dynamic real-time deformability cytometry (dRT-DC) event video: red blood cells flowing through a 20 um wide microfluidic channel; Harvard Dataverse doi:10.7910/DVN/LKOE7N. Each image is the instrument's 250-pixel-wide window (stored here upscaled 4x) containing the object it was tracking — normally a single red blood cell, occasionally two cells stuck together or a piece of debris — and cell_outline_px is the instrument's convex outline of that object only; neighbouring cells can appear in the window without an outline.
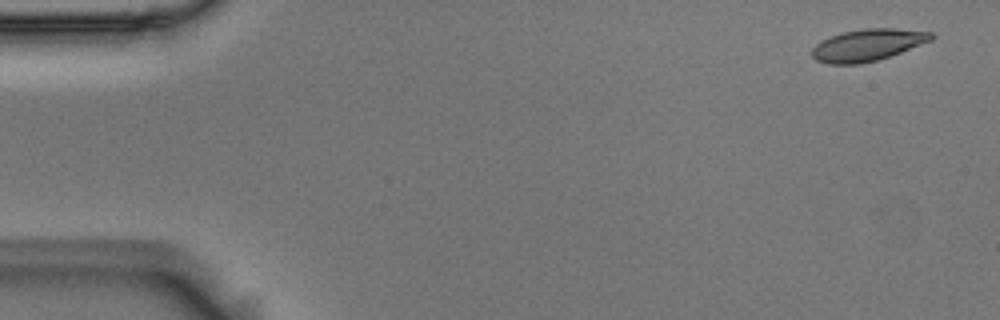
{"species": "Egyptian fruit bat (a non-hibernating species)", "species_latin": "Rousettus aegyptiacus", "temperature_condition": "room temperature", "stored_images_in_passage": 4, "camera_frame_rate_fps": 3000, "um_per_image_px": 0.085, "animal": {"sex": "male"}, "frame": {"image": 1, "passage_image": 1, "time_ms": 0.0, "image_size_px": [1000, 320], "cell_outline_px": [[936, 36], [932, 40], [900, 52], [876, 60], [860, 64], [828, 64], [816, 60], [812, 56], [812, 48], [816, 44], [832, 36], [844, 32], [864, 28], [896, 28], [932, 32]], "centroid_in_image_um": [73.77, 3.82], "position_along_channel_um": 11.2, "area_um2": 21.96}}
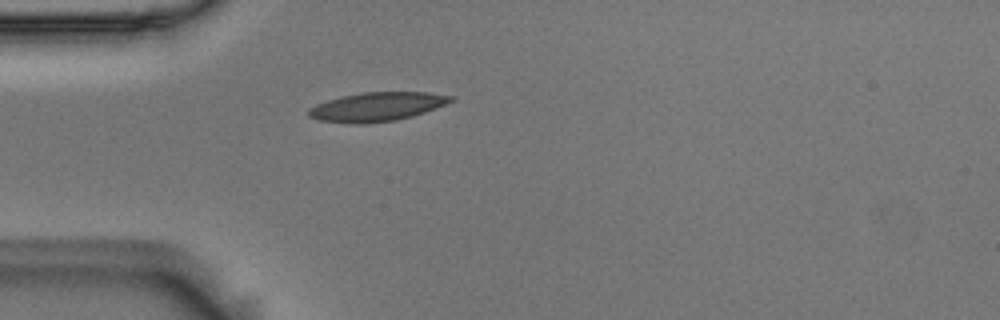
{"frame": {"image": 2, "passage_image": 4, "time_ms": 1.0, "image_size_px": [1000, 320], "cell_outline_px": [[456, 100], [436, 108], [412, 116], [396, 120], [364, 124], [352, 124], [320, 120], [308, 116], [308, 108], [316, 104], [328, 100], [360, 92], [428, 92], [456, 96]], "centroid_in_image_um": [32.08, 9.07], "position_along_channel_um": 52.9, "area_um2": 24.1}}